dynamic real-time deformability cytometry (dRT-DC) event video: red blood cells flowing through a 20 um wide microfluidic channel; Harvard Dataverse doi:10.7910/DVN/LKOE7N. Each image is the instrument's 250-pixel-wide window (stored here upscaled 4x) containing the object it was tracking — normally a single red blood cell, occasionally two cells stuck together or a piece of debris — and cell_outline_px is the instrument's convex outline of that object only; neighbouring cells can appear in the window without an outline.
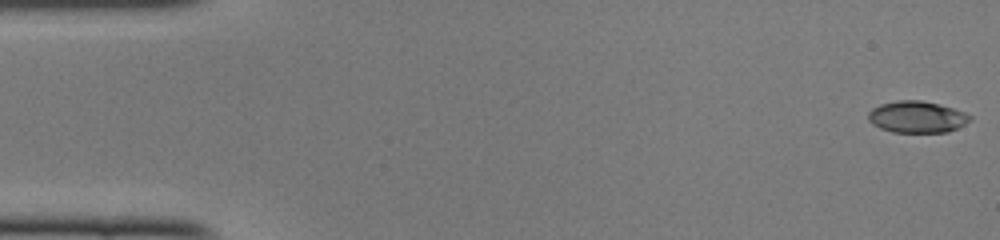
{"species": "common noctule bat (a hibernating species)", "species_latin": "Nyctalus noctula", "temperature_condition": "cold", "stored_images_in_passage": 49, "camera_frame_rate_fps": 3000, "um_per_image_px": 0.085, "animal": {"sex": "female", "body_mass_g": 22.0, "forearm_length_mm": 56.7}, "frame": {"image": 1, "passage_image": 1, "time_ms": 0.0, "image_size_px": [1000, 240], "cell_outline_px": [[972, 120], [948, 132], [892, 132], [880, 128], [872, 124], [868, 120], [868, 112], [872, 108], [880, 104], [896, 100], [920, 100], [952, 108], [964, 112], [972, 116]], "centroid_in_image_um": [77.91, 9.94], "position_along_channel_um": 7.1, "area_um2": 18.73}}
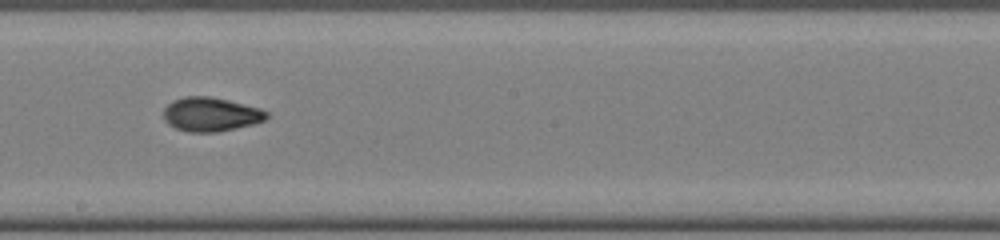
{"frame": {"image": 2, "passage_image": 27, "time_ms": 8.667, "image_size_px": [1000, 240], "cell_outline_px": [[268, 116], [264, 120], [252, 124], [236, 128], [216, 132], [188, 132], [176, 128], [168, 124], [164, 120], [164, 108], [172, 100], [184, 96], [208, 96], [228, 100], [260, 108], [268, 112]], "centroid_in_image_um": [17.89, 9.71], "position_along_channel_um": 230.3, "area_um2": 20.4}}
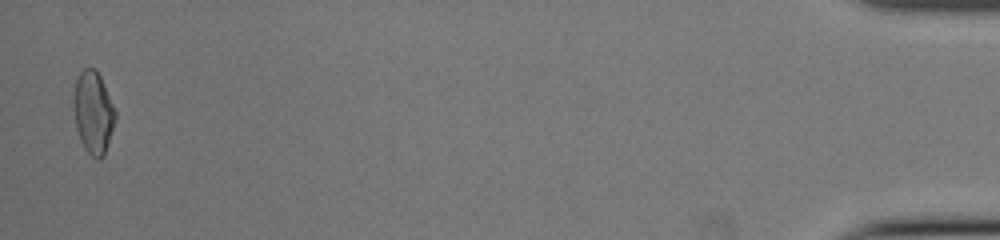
{"frame": {"image": 3, "passage_image": 48, "time_ms": 15.667, "image_size_px": [1000, 240], "cell_outline_px": [[116, 120], [104, 156], [100, 160], [96, 160], [84, 148], [76, 128], [72, 108], [72, 100], [76, 80], [80, 72], [84, 68], [96, 68], [116, 108]], "centroid_in_image_um": [7.93, 9.56], "position_along_channel_um": 427.3, "area_um2": 20.46}, "authors_computed_cell_mechanics": {"area_um2": 19.7098, "velocity_mm_per_s": 4.1213, "shape_relaxation_time_tau1_ms": 6.23, "shape_relaxation_time_tau2_ms": 1.9344, "deformation_change_tau1": 0.2122, "deformation_change_tau2": 0.0738}}